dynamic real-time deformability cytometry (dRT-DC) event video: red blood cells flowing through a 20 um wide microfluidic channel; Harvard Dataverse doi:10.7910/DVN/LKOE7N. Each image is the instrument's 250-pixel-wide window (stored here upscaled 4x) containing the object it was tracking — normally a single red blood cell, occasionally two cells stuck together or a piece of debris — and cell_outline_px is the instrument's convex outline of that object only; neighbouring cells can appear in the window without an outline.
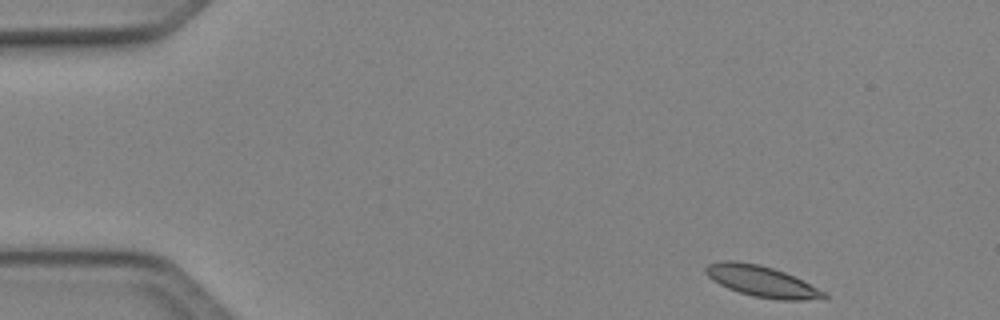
{"species": "Egyptian fruit bat (a non-hibernating species)", "species_latin": "Rousettus aegyptiacus", "temperature_condition": "cold", "stored_images_in_passage": 45, "camera_frame_rate_fps": 3000, "um_per_image_px": 0.085, "animal": {"sex": "female"}, "frame": {"image": 1, "passage_image": 1, "time_ms": 0.0, "image_size_px": [1000, 320], "cell_outline_px": [[828, 300], [780, 300], [752, 296], [728, 288], [712, 280], [704, 272], [704, 268], [708, 264], [720, 260], [736, 260], [760, 264], [784, 272], [828, 292]], "centroid_in_image_um": [64.79, 23.92], "position_along_channel_um": 20.2, "area_um2": 21.73}}
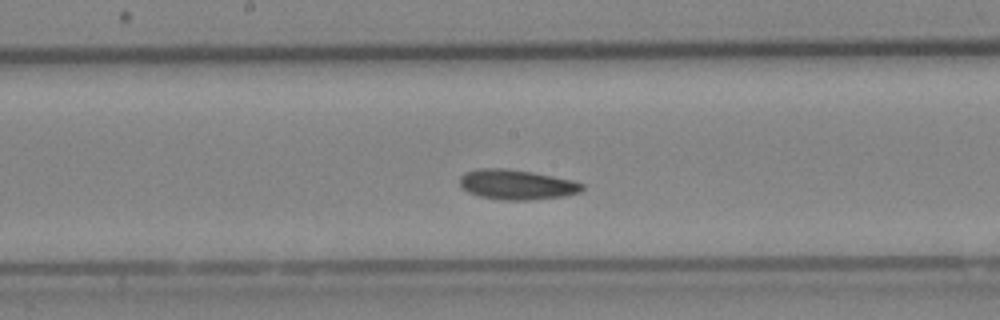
{"frame": {"image": 2, "passage_image": 22, "time_ms": 7.0, "image_size_px": [1000, 320], "cell_outline_px": [[584, 188], [580, 192], [564, 196], [532, 200], [504, 200], [480, 196], [468, 192], [460, 188], [460, 176], [464, 172], [480, 168], [504, 168], [532, 172], [572, 180], [584, 184]], "centroid_in_image_um": [43.9, 15.69], "position_along_channel_um": 204.3, "area_um2": 21.44}}
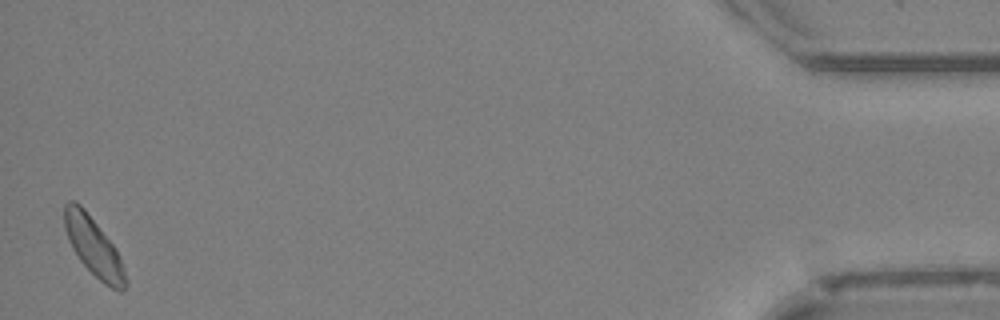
{"frame": {"image": 3, "passage_image": 45, "time_ms": 14.667, "image_size_px": [1000, 320], "cell_outline_px": [[128, 284], [124, 292], [120, 292], [104, 284], [80, 260], [72, 248], [68, 240], [64, 228], [64, 204], [68, 200], [72, 200], [80, 204], [84, 208], [116, 248], [128, 280]], "centroid_in_image_um": [7.97, 20.98], "position_along_channel_um": 427.2, "area_um2": 20.87}, "authors_computed_cell_mechanics": {"area_um2": 20.808, "velocity_mm_per_s": 4.046, "shape_relaxation_time_tau1_ms": 4.6416, "shape_relaxation_time_tau2_ms": 5.9895, "deformation_change_tau1": 0.1047, "deformation_change_tau2": 0.0974}}